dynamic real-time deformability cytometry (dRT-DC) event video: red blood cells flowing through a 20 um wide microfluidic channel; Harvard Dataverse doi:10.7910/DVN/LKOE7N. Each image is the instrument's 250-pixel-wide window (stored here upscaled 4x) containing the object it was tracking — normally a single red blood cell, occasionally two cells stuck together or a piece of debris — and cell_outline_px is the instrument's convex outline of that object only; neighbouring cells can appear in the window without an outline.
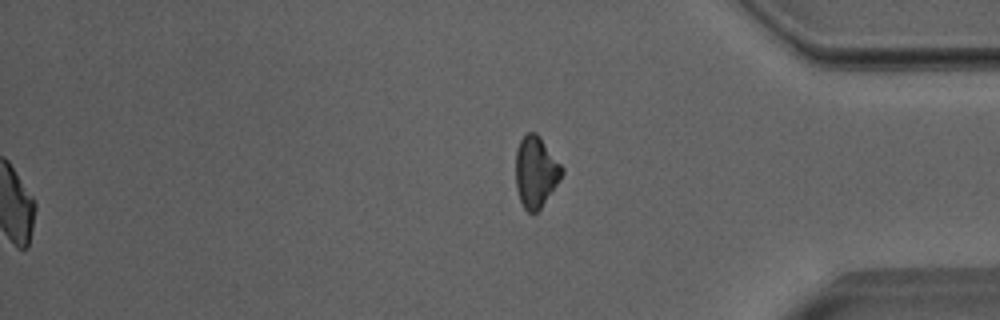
{"species": "Egyptian fruit bat (a non-hibernating species)", "species_latin": "Rousettus aegyptiacus", "temperature_condition": "room temperature", "stored_images_in_passage": 52, "segment_of_instrument_passage": [2, 2], "camera_frame_rate_fps": 3000, "um_per_image_px": 0.085, "animal": {"sex": "male"}, "frame": {"image": 1, "passage_image": 52, "time_ms": 17.0, "image_size_px": [1000, 320], "cell_outline_px": [[564, 172], [540, 208], [536, 212], [528, 212], [524, 208], [520, 200], [516, 188], [516, 148], [520, 140], [528, 132], [536, 132], [540, 136], [564, 168]], "centroid_in_image_um": [45.53, 14.57], "position_along_channel_um": 389.7, "area_um2": 18.96}}